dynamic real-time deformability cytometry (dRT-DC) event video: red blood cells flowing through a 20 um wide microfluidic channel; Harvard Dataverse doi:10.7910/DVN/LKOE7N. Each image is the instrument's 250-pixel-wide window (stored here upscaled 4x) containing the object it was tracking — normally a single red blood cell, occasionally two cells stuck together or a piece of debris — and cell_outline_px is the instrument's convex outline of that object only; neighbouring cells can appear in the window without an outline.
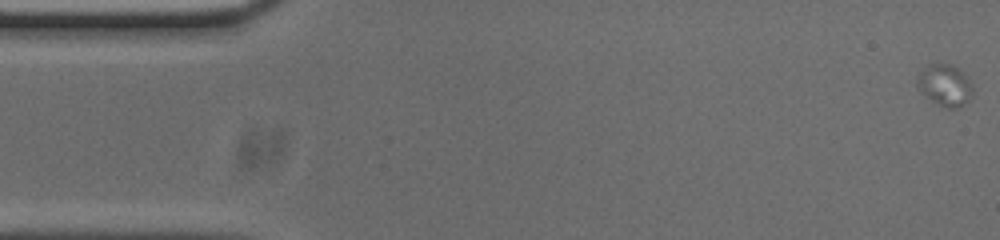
{"species": "common noctule bat (a hibernating species)", "species_latin": "Nyctalus noctula", "temperature_condition": "cold", "stored_images_in_passage": 34, "camera_frame_rate_fps": 3000, "um_per_image_px": 0.085, "animal": {"sex": "male", "body_mass_g": 20.0, "forearm_length_mm": 53.3}, "frame": {"image": 1, "passage_image": 1, "time_ms": 0.0, "image_size_px": [1000, 240], "cell_outline_px": [[972, 96], [964, 104], [956, 108], [948, 108], [936, 104], [924, 96], [916, 88], [916, 80], [924, 68], [928, 64], [948, 64], [964, 72], [972, 84]], "centroid_in_image_um": [80.3, 7.26], "position_along_channel_um": 4.7, "area_um2": 13.53}}